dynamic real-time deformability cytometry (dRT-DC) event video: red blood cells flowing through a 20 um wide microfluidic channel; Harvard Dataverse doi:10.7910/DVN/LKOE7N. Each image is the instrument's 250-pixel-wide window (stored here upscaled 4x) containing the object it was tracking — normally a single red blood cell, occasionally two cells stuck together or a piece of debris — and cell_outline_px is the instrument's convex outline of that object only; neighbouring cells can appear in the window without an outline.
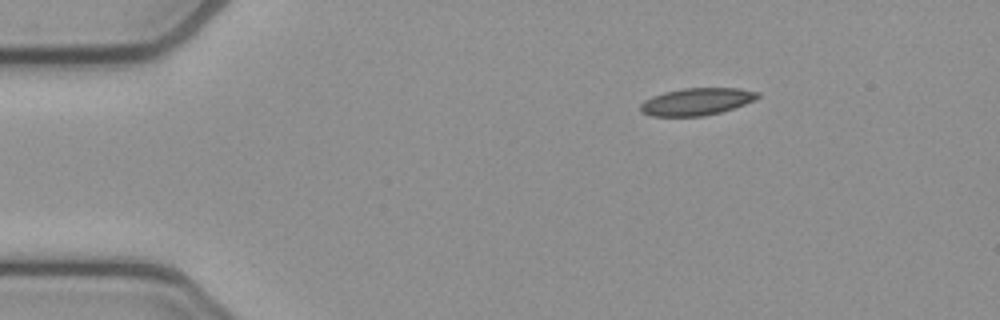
{"species": "common noctule bat (a hibernating species)", "species_latin": "Nyctalus noctula", "temperature_condition": "cold", "stored_images_in_passage": 46, "camera_frame_rate_fps": 3000, "um_per_image_px": 0.085, "animal": {"sex": "female", "body_mass_g": 21.9}, "frame": {"image": 1, "passage_image": 1, "time_ms": 0.0, "image_size_px": [1000, 320], "cell_outline_px": [[760, 96], [744, 104], [720, 112], [700, 116], [652, 116], [640, 112], [640, 104], [644, 100], [652, 96], [664, 92], [684, 88], [740, 88], [760, 92]], "centroid_in_image_um": [59.18, 8.63], "position_along_channel_um": 25.8, "area_um2": 18.5}}
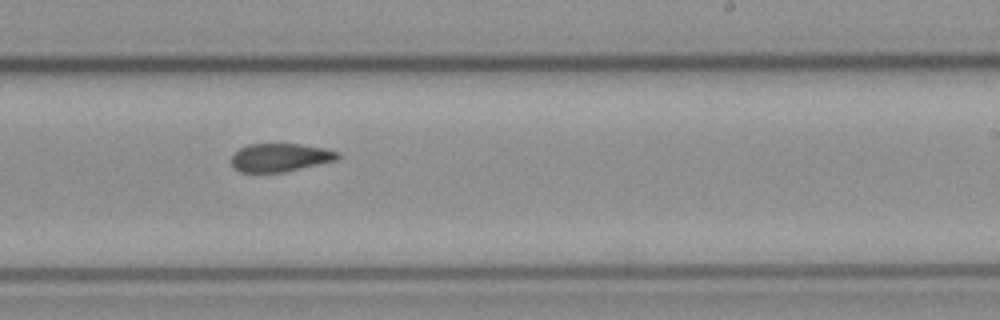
{"frame": {"image": 2, "passage_image": 25, "time_ms": 8.0, "image_size_px": [1000, 320], "cell_outline_px": [[340, 156], [336, 160], [284, 172], [240, 172], [232, 164], [232, 156], [240, 148], [248, 144], [300, 144], [324, 148], [340, 152]], "centroid_in_image_um": [23.83, 13.38], "position_along_channel_um": 265.2, "area_um2": 17.34}}
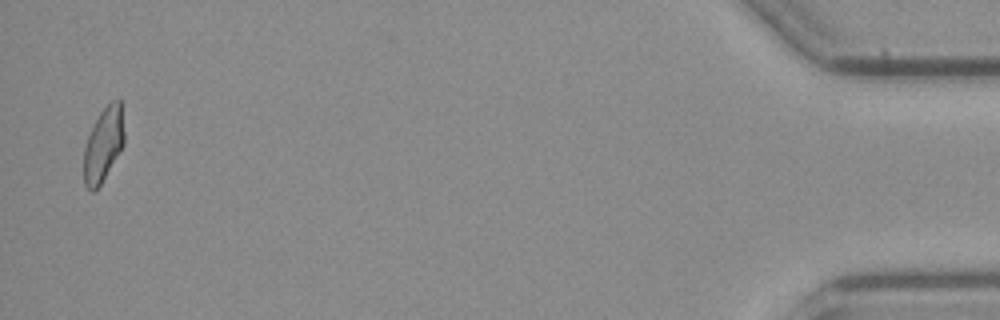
{"frame": {"image": 3, "passage_image": 45, "time_ms": 14.667, "image_size_px": [1000, 320], "cell_outline_px": [[124, 144], [100, 184], [92, 192], [84, 184], [84, 148], [88, 136], [100, 112], [112, 100], [120, 100], [124, 132]], "centroid_in_image_um": [8.79, 12.28], "position_along_channel_um": 426.4, "area_um2": 16.99}, "authors_computed_cell_mechanics": {"area_um2": 18.3515, "velocity_mm_per_s": 3.8221, "shape_relaxation_time_tau1_ms": null, "shape_relaxation_time_tau2_ms": 2.9318, "deformation_change_tau1": null, "deformation_change_tau2": 0.1035}}